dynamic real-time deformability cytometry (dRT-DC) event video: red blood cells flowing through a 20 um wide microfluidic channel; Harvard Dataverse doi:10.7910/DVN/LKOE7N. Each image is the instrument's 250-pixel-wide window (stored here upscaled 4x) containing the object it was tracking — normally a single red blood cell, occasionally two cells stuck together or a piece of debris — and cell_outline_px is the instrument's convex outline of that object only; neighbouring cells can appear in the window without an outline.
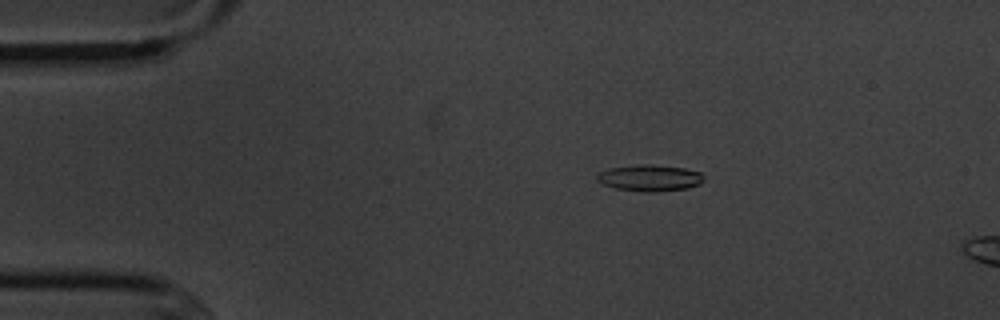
{"species": "common noctule bat (a hibernating species)", "species_latin": "Nyctalus noctula", "temperature_condition": "cold", "stored_images_in_passage": 4, "camera_frame_rate_fps": 3000, "um_per_image_px": 0.085, "animal": {"sex": "male", "body_mass_g": 20.1, "forearm_length_mm": 53.5}, "frame": {"image": 1, "passage_image": 2, "time_ms": 1.333, "image_size_px": [1000, 320], "cell_outline_px": [[704, 180], [700, 184], [688, 188], [656, 192], [644, 192], [616, 188], [604, 184], [596, 180], [596, 172], [608, 168], [640, 164], [652, 164], [684, 168], [700, 172], [704, 176]], "centroid_in_image_um": [55.22, 15.12], "position_along_channel_um": 29.8, "area_um2": 16.65}}